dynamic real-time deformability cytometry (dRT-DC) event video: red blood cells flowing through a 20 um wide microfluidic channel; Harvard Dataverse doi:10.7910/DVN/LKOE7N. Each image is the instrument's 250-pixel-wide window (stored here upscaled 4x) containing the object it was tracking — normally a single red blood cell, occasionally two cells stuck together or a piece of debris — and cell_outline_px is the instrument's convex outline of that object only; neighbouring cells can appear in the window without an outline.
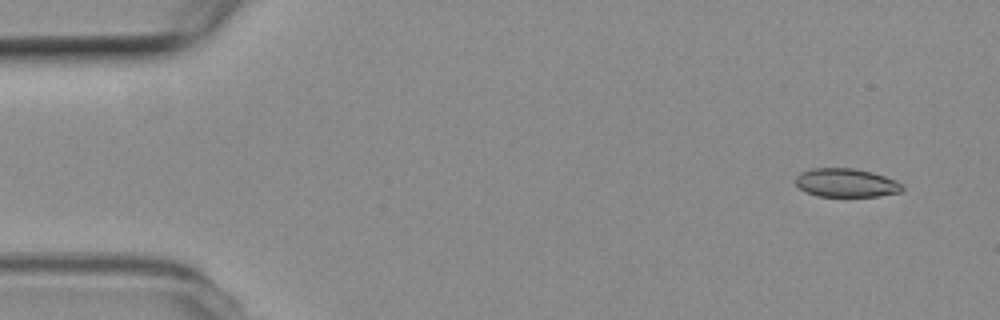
{"species": "common noctule bat (a hibernating species)", "species_latin": "Nyctalus noctula", "temperature_condition": "room temperature", "stored_images_in_passage": 11, "camera_frame_rate_fps": 3000, "um_per_image_px": 0.085, "animal": {"sex": "female", "body_mass_g": 19.3, "forearm_length_mm": 54.1}, "frame": {"image": 1, "passage_image": 4, "time_ms": 1.0, "image_size_px": [1000, 320], "cell_outline_px": [[904, 188], [900, 192], [876, 196], [816, 196], [800, 188], [796, 184], [796, 176], [800, 172], [812, 168], [856, 168], [872, 172], [896, 180], [904, 184]], "centroid_in_image_um": [71.94, 15.53], "position_along_channel_um": 13.1, "area_um2": 17.8}}